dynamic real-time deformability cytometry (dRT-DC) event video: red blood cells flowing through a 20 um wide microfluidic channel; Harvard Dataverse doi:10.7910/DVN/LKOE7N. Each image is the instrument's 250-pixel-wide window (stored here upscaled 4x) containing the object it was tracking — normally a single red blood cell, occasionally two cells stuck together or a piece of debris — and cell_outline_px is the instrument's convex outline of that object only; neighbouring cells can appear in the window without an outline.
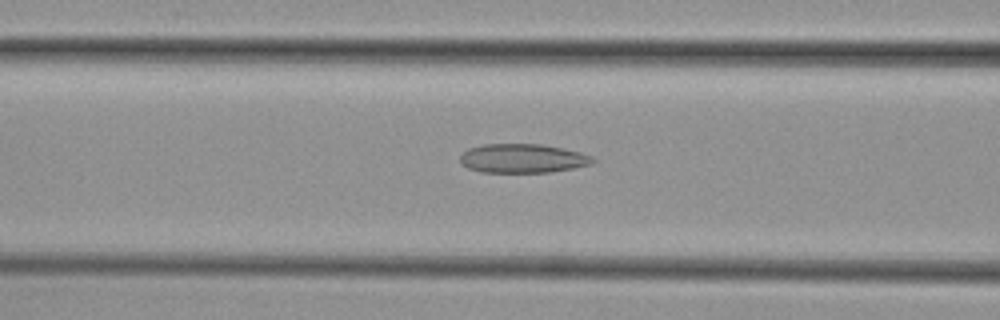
{"species": "common noctule bat (a hibernating species)", "species_latin": "Nyctalus noctula", "temperature_condition": "cold", "stored_images_in_passage": 54, "camera_frame_rate_fps": 3000, "um_per_image_px": 0.085, "animal": {"sex": "female", "body_mass_g": 29.2, "forearm_length_mm": 56.3}, "frame": {"image": 1, "passage_image": 21, "time_ms": 6.667, "image_size_px": [1000, 320], "cell_outline_px": [[596, 160], [592, 164], [552, 172], [480, 172], [468, 168], [460, 160], [460, 156], [468, 148], [484, 144], [540, 144], [564, 148], [580, 152], [592, 156]], "centroid_in_image_um": [44.45, 13.46], "position_along_channel_um": 122.2, "area_um2": 22.43}}
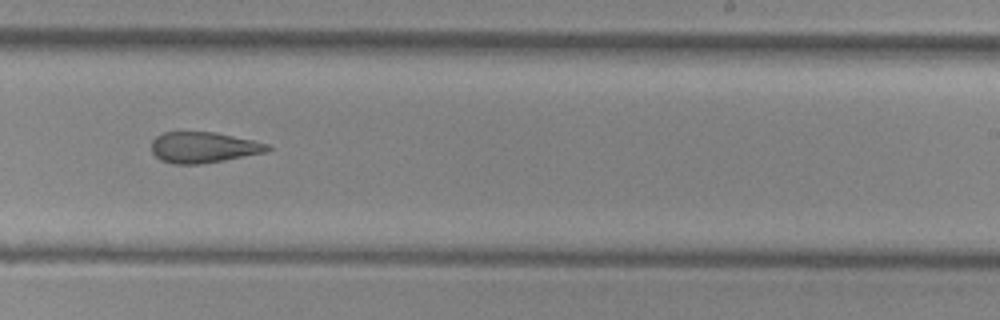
{"frame": {"image": 2, "passage_image": 33, "time_ms": 10.667, "image_size_px": [1000, 320], "cell_outline_px": [[272, 148], [268, 152], [224, 160], [200, 164], [172, 164], [160, 160], [152, 152], [152, 140], [156, 136], [164, 132], [216, 132], [252, 140], [268, 144]], "centroid_in_image_um": [17.29, 12.53], "position_along_channel_um": 271.7, "area_um2": 20.92}}
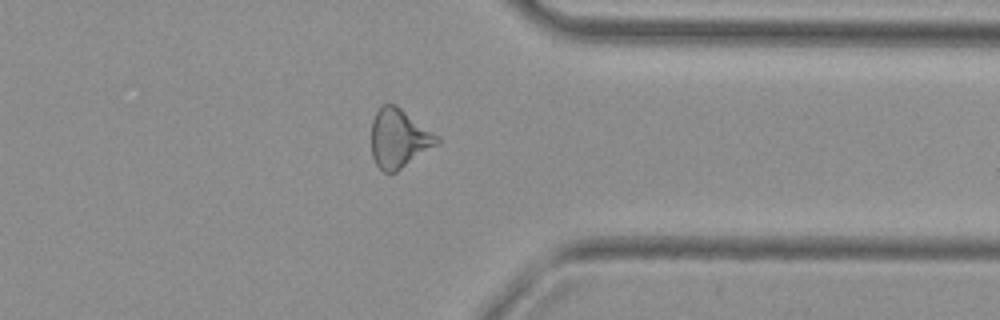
{"frame": {"image": 3, "passage_image": 42, "time_ms": 13.667, "image_size_px": [1000, 320], "cell_outline_px": [[440, 140], [436, 144], [396, 172], [388, 176], [376, 164], [372, 156], [372, 120], [380, 104], [396, 104], [440, 136]], "centroid_in_image_um": [33.89, 11.75], "position_along_channel_um": 377.5, "area_um2": 22.54}, "authors_computed_cell_mechanics": {"area_um2": 22.9755, "velocity_mm_per_s": 3.7355, "shape_relaxation_time_tau1_ms": null, "shape_relaxation_time_tau2_ms": 4.6932, "deformation_change_tau1": null, "deformation_change_tau2": 0.1563}}